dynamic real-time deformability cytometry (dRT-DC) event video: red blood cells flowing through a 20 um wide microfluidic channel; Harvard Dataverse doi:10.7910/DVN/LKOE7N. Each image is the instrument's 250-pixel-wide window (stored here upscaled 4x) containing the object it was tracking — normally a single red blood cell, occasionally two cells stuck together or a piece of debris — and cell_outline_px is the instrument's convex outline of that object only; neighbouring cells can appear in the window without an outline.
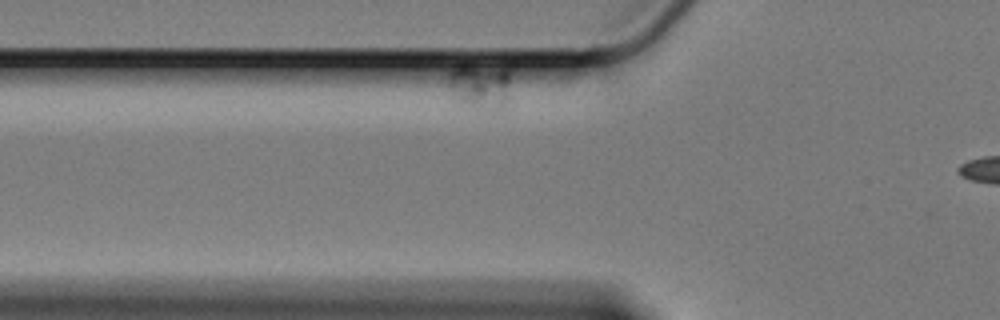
{"species": "Egyptian fruit bat (a non-hibernating species)", "species_latin": "Rousettus aegyptiacus", "temperature_condition": "cold", "stored_images_in_passage": 9, "segment_of_instrument_passage": [1, 2], "camera_frame_rate_fps": 3000, "um_per_image_px": 0.085, "animal": {"sex": "female"}, "frame": {"image": 1, "passage_image": 6, "time_ms": 1.667, "image_size_px": [1000, 320], "cell_outline_px": [[508, 108], [500, 116], [452, 100], [448, 84], [448, 72], [460, 64], [464, 64], [508, 68]], "centroid_in_image_um": [40.82, 7.42], "position_along_channel_um": 85.0, "area_um2": 17.86}}